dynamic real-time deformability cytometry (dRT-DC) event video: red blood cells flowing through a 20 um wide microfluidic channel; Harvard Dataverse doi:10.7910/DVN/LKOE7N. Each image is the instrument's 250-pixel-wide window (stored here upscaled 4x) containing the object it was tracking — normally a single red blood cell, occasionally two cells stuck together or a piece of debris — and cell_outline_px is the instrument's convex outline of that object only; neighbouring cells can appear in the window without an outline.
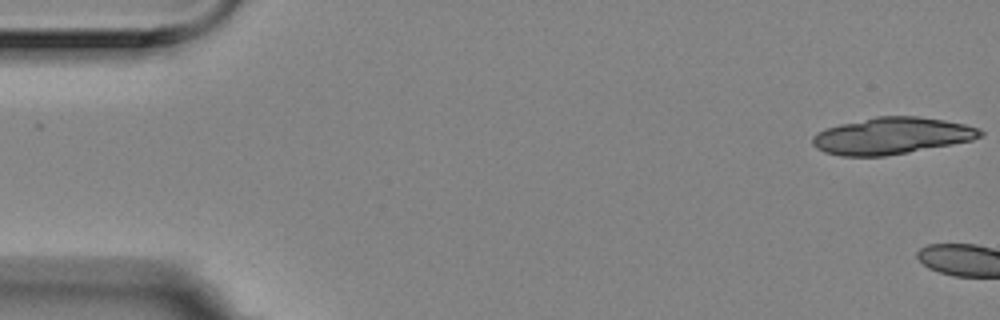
{"species": "Egyptian fruit bat (a non-hibernating species)", "species_latin": "Rousettus aegyptiacus", "temperature_condition": "room temperature", "stored_images_in_passage": 9, "camera_frame_rate_fps": 3000, "um_per_image_px": 0.085, "animal": {"sex": "female"}, "frame": {"image": 1, "passage_image": 1, "time_ms": 0.0, "image_size_px": [1000, 320], "cell_outline_px": [[984, 136], [972, 140], [908, 152], [884, 156], [840, 156], [824, 152], [816, 148], [812, 144], [812, 136], [816, 132], [840, 124], [876, 116], [916, 116], [944, 120], [964, 124], [980, 128], [984, 132]], "centroid_in_image_um": [75.79, 11.54], "position_along_channel_um": 9.2, "area_um2": 35.84}}
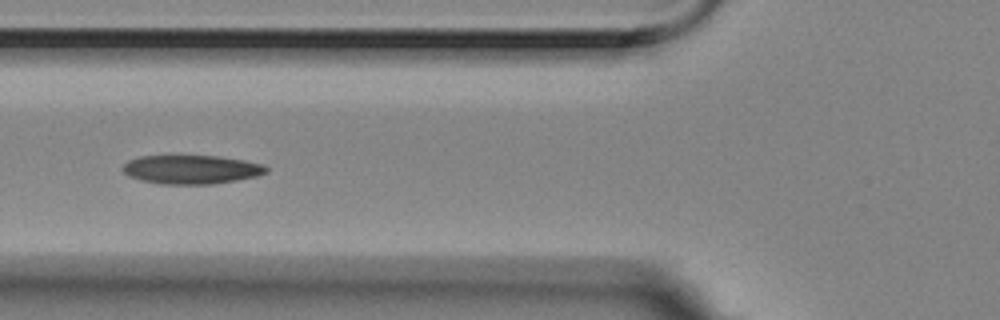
{"frame": {"image": 2, "passage_image": 7, "time_ms": 2.0, "image_size_px": [1000, 320], "cell_outline_px": [[268, 172], [256, 176], [236, 180], [212, 184], [160, 184], [140, 180], [128, 176], [124, 172], [124, 164], [128, 160], [140, 156], [216, 156], [244, 160], [260, 164], [268, 168]], "centroid_in_image_um": [16.24, 14.41], "position_along_channel_um": 109.6, "area_um2": 23.93}}
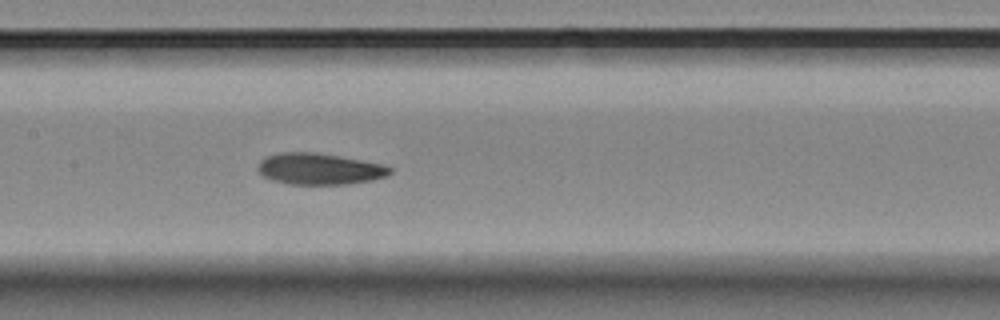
{"frame": {"image": 3, "passage_image": 9, "time_ms": 2.667, "image_size_px": [1000, 320], "cell_outline_px": [[392, 172], [388, 176], [372, 180], [344, 184], [288, 184], [272, 180], [264, 176], [260, 172], [260, 160], [264, 156], [280, 152], [316, 152], [384, 164], [392, 168]], "centroid_in_image_um": [27.18, 14.35], "position_along_channel_um": 180.2, "area_um2": 24.1}}